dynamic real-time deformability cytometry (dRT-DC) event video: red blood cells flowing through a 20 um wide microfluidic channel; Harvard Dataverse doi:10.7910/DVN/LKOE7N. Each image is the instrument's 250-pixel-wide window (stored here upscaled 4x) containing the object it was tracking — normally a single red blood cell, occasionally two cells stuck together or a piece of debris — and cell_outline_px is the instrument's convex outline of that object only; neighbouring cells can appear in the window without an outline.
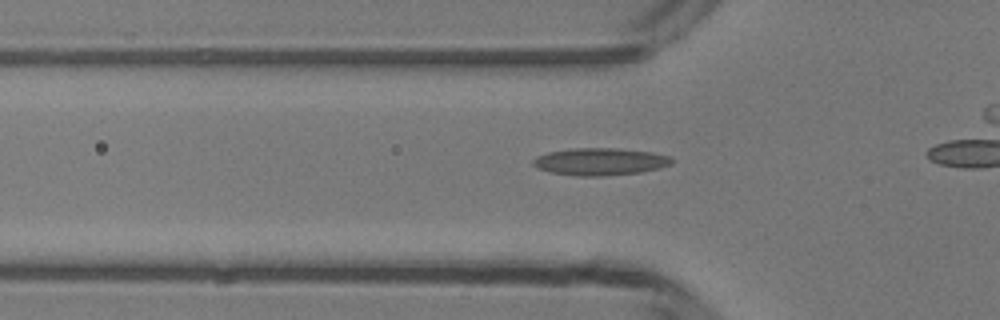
{"species": "common noctule bat (a hibernating species)", "species_latin": "Nyctalus noctula", "temperature_condition": "room temperature", "stored_images_in_passage": 20, "camera_frame_rate_fps": 3000, "um_per_image_px": 0.085, "animal": {"sex": "male", "body_mass_g": 13.3}, "frame": {"image": 1, "passage_image": 15, "time_ms": 4.667, "image_size_px": [1000, 320], "cell_outline_px": [[672, 164], [660, 168], [640, 172], [604, 176], [576, 176], [548, 172], [536, 168], [532, 164], [532, 160], [536, 156], [548, 152], [572, 148], [616, 148], [652, 152], [672, 156]], "centroid_in_image_um": [50.99, 13.74], "position_along_channel_um": 74.8, "area_um2": 22.31}}